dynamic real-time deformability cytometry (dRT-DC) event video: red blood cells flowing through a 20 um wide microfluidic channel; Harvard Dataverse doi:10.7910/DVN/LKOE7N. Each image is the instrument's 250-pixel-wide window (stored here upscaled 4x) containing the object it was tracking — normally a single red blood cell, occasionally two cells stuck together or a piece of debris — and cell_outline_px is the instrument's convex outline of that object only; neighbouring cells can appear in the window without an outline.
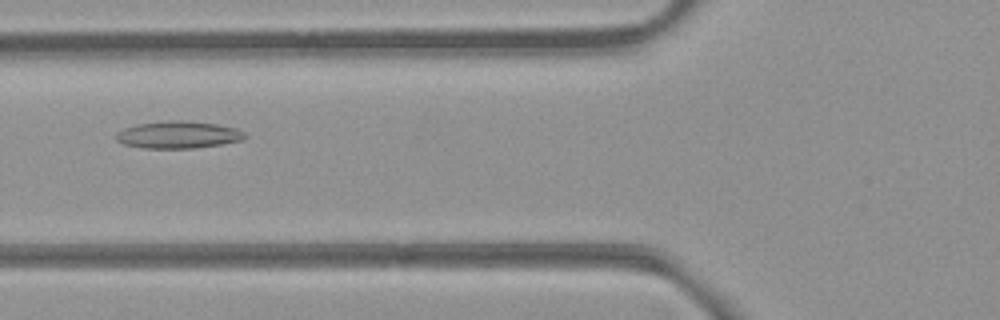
{"species": "common noctule bat (a hibernating species)", "species_latin": "Nyctalus noctula", "temperature_condition": "room temperature", "stored_images_in_passage": 2, "camera_frame_rate_fps": 3000, "um_per_image_px": 0.085, "animal": {"sex": "female", "body_mass_g": 21.9}, "frame": {"image": 1, "passage_image": 2, "time_ms": 0.333, "image_size_px": [1000, 320], "cell_outline_px": [[248, 136], [244, 140], [220, 144], [192, 148], [144, 148], [124, 144], [116, 140], [116, 132], [124, 128], [136, 124], [168, 120], [180, 120], [216, 124], [236, 128], [244, 132]], "centroid_in_image_um": [15.15, 11.45], "position_along_channel_um": 110.7, "area_um2": 20.4}}